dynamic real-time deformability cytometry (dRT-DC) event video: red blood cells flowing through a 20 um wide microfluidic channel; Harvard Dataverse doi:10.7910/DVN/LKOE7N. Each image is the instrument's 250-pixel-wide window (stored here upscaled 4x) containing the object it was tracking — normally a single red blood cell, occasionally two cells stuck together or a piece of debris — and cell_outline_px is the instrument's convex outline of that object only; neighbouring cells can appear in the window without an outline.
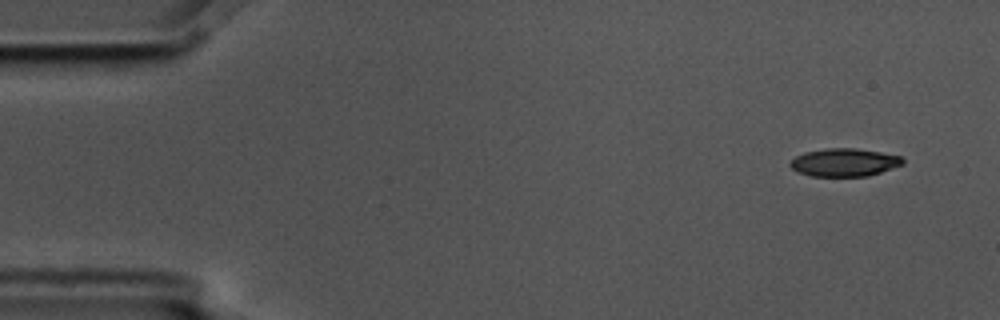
{"species": "common noctule bat (a hibernating species)", "species_latin": "Nyctalus noctula", "temperature_condition": "cold", "stored_images_in_passage": 10, "camera_frame_rate_fps": 3000, "um_per_image_px": 0.085, "animal": {"sex": "male", "body_mass_g": 17.5, "forearm_length_mm": 52.3}, "frame": {"image": 1, "passage_image": 1, "time_ms": 0.0, "image_size_px": [1000, 320], "cell_outline_px": [[904, 164], [868, 176], [812, 176], [800, 172], [792, 168], [788, 164], [796, 156], [804, 152], [828, 148], [856, 148], [880, 152], [900, 156], [904, 160]], "centroid_in_image_um": [71.77, 13.8], "position_along_channel_um": 13.2, "area_um2": 18.21}}
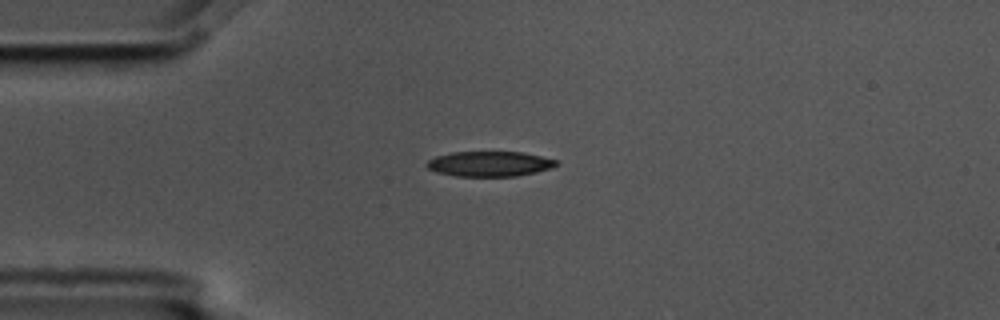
{"frame": {"image": 2, "passage_image": 4, "time_ms": 1.0, "image_size_px": [1000, 320], "cell_outline_px": [[556, 164], [552, 168], [536, 172], [516, 176], [456, 176], [436, 172], [428, 168], [424, 164], [428, 160], [436, 156], [452, 152], [520, 152], [540, 156], [556, 160]], "centroid_in_image_um": [41.57, 13.93], "position_along_channel_um": 43.4, "area_um2": 18.84}}